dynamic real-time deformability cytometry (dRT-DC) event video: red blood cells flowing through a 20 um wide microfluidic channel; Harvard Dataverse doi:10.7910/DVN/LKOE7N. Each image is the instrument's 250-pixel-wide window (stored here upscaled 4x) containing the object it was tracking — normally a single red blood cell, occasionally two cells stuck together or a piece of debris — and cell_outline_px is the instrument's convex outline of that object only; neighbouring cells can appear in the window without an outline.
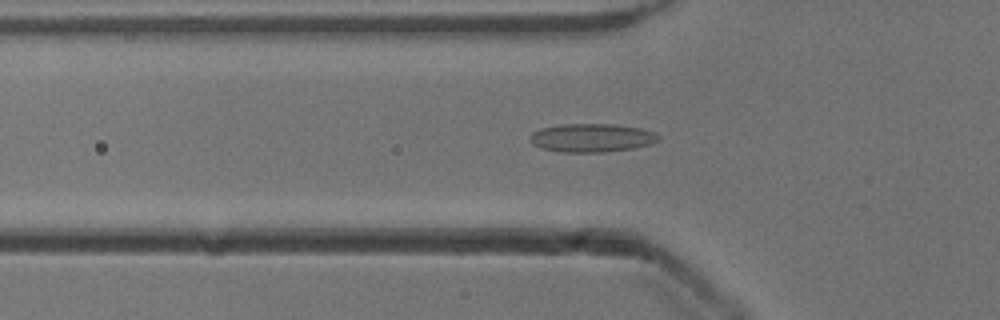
{"species": "common noctule bat (a hibernating species)", "species_latin": "Nyctalus noctula", "temperature_condition": "cold", "stored_images_in_passage": 49, "camera_frame_rate_fps": 3000, "um_per_image_px": 0.085, "animal": {"sex": "male", "body_mass_g": 13.3}, "frame": {"image": 1, "passage_image": 17, "time_ms": 5.333, "image_size_px": [1000, 320], "cell_outline_px": [[660, 140], [652, 144], [632, 148], [604, 152], [564, 152], [540, 148], [532, 144], [532, 132], [540, 128], [564, 124], [612, 124], [640, 128], [656, 132], [660, 136]], "centroid_in_image_um": [50.34, 11.71], "position_along_channel_um": 75.5, "area_um2": 21.27}}
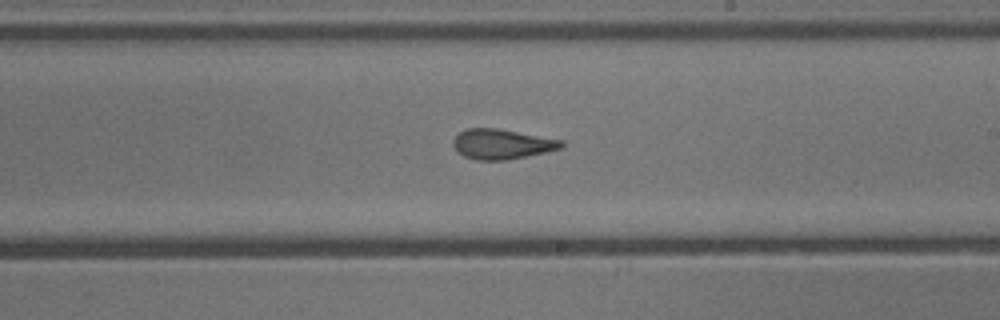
{"frame": {"image": 2, "passage_image": 30, "time_ms": 9.667, "image_size_px": [1000, 320], "cell_outline_px": [[564, 148], [508, 160], [476, 160], [464, 156], [456, 152], [452, 144], [452, 140], [460, 132], [468, 128], [496, 128], [564, 140]], "centroid_in_image_um": [42.66, 12.25], "position_along_channel_um": 246.3, "area_um2": 19.07}}
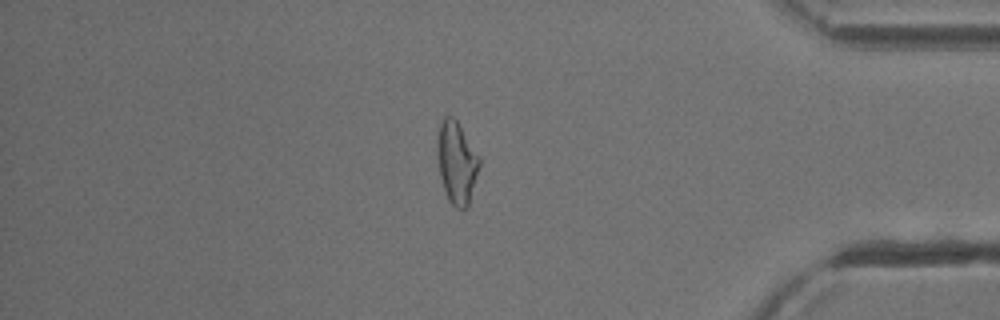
{"frame": {"image": 3, "passage_image": 44, "time_ms": 14.333, "image_size_px": [1000, 320], "cell_outline_px": [[480, 164], [468, 208], [456, 208], [448, 200], [440, 176], [436, 140], [440, 124], [444, 116], [452, 116], [456, 120], [480, 156]], "centroid_in_image_um": [38.82, 13.81], "position_along_channel_um": 396.4, "area_um2": 20.06}, "authors_computed_cell_mechanics": {"area_um2": 19.9988, "velocity_mm_per_s": 3.9206, "shape_relaxation_time_tau1_ms": null, "shape_relaxation_time_tau2_ms": 2.7528, "deformation_change_tau1": null, "deformation_change_tau2": 0.102}}